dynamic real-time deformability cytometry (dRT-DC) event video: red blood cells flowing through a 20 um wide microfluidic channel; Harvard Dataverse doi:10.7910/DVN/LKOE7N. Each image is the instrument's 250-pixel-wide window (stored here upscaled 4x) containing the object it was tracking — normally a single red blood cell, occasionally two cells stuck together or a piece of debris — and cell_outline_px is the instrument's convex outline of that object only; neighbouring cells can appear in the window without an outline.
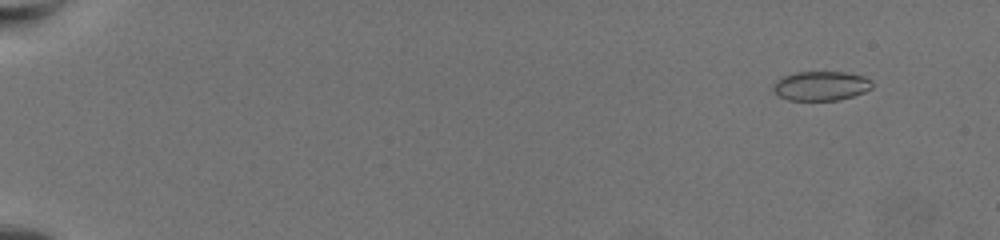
{"species": "common noctule bat (a hibernating species)", "species_latin": "Nyctalus noctula", "temperature_condition": "warm", "stored_images_in_passage": 66, "camera_frame_rate_fps": 3000, "um_per_image_px": 0.085, "animal": {"sex": "female", "body_mass_g": 19.5, "forearm_length_mm": 54.1}, "frame": {"image": 1, "passage_image": 7, "time_ms": 2.0, "image_size_px": [1000, 240], "cell_outline_px": [[872, 88], [864, 92], [840, 100], [788, 100], [780, 96], [772, 88], [776, 80], [784, 76], [796, 72], [844, 72], [864, 76], [872, 80]], "centroid_in_image_um": [69.8, 7.3], "position_along_channel_um": 15.2, "area_um2": 16.88}}
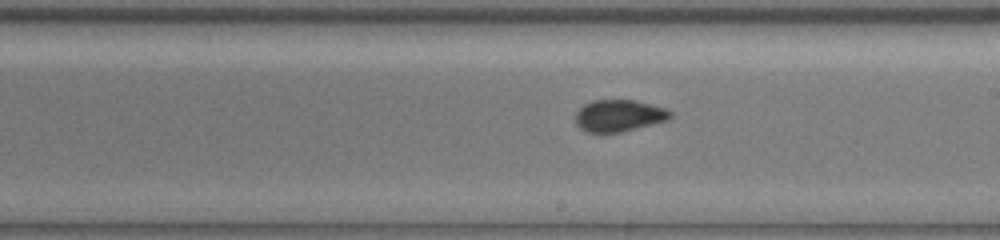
{"frame": {"image": 2, "passage_image": 42, "time_ms": 13.667, "image_size_px": [1000, 240], "cell_outline_px": [[672, 116], [668, 120], [620, 132], [584, 132], [576, 124], [576, 112], [584, 104], [592, 100], [636, 100], [668, 108], [672, 112]], "centroid_in_image_um": [52.63, 9.82], "position_along_channel_um": 236.4, "area_um2": 17.69}}
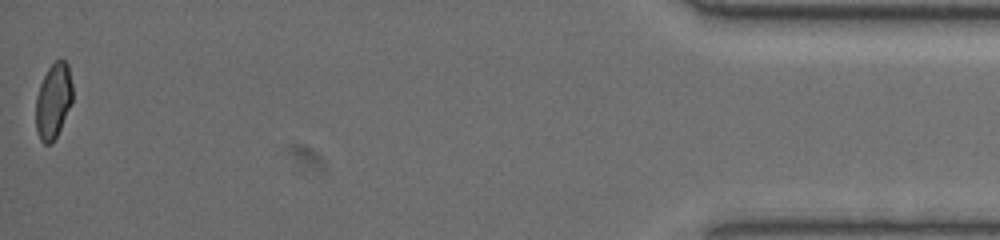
{"frame": {"image": 3, "passage_image": 66, "time_ms": 21.667, "image_size_px": [1000, 240], "cell_outline_px": [[72, 100], [60, 128], [52, 144], [44, 144], [40, 140], [36, 132], [36, 96], [40, 84], [48, 68], [56, 60], [64, 60], [68, 64], [72, 84]], "centroid_in_image_um": [4.52, 8.58], "position_along_channel_um": 430.7, "area_um2": 16.01}, "authors_computed_cell_mechanics": {"area_um2": 17.2244, "velocity_mm_per_s": 3.4134, "shape_relaxation_time_tau1_ms": null, "shape_relaxation_time_tau2_ms": 1.1984, "deformation_change_tau1": null, "deformation_change_tau2": 0.0521}}